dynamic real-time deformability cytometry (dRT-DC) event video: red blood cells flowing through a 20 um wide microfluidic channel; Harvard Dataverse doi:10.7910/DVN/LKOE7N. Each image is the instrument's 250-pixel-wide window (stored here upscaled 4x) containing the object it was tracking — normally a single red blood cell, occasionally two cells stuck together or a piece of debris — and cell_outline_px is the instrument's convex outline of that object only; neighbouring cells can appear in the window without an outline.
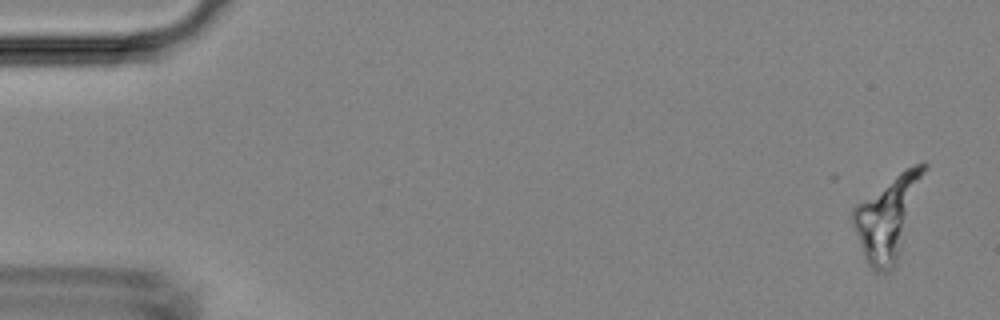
{"species": "Egyptian fruit bat (a non-hibernating species)", "species_latin": "Rousettus aegyptiacus", "temperature_condition": "room temperature", "stored_images_in_passage": 5, "camera_frame_rate_fps": 3000, "um_per_image_px": 0.085, "animal": {"sex": "female"}, "frame": {"image": 1, "passage_image": 1, "time_ms": 0.0, "image_size_px": [1000, 320], "cell_outline_px": [[928, 168], [896, 264], [888, 272], [876, 272], [868, 264], [864, 256], [852, 224], [852, 208], [856, 204], [904, 168], [924, 160], [928, 164]], "centroid_in_image_um": [75.48, 18.42], "position_along_channel_um": 9.5, "area_um2": 33.99}}
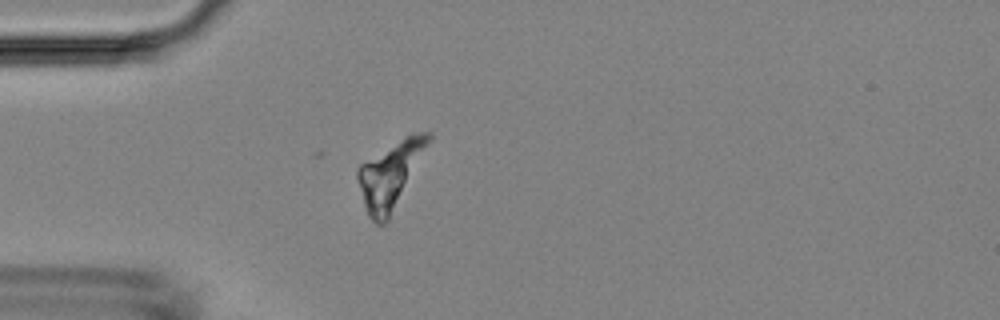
{"frame": {"image": 2, "passage_image": 5, "time_ms": 4.667, "image_size_px": [1000, 320], "cell_outline_px": [[432, 140], [388, 220], [384, 224], [376, 224], [368, 216], [364, 208], [356, 176], [356, 172], [360, 164], [404, 136], [420, 132], [432, 132]], "centroid_in_image_um": [33.17, 14.85], "position_along_channel_um": 51.8, "area_um2": 27.05}}